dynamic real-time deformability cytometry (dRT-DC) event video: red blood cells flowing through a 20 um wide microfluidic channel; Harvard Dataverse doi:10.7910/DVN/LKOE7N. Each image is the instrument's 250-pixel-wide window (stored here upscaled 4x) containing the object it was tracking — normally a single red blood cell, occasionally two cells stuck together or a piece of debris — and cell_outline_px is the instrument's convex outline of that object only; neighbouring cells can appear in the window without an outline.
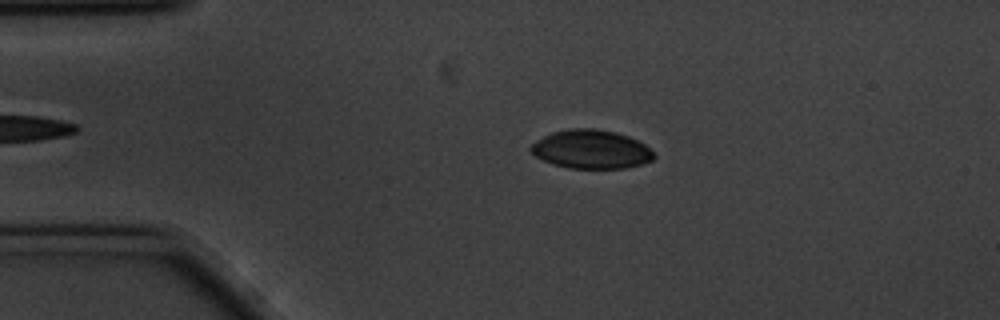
{"species": "common noctule bat (a hibernating species)", "species_latin": "Nyctalus noctula", "temperature_condition": "cold", "stored_images_in_passage": 50, "camera_frame_rate_fps": 3000, "um_per_image_px": 0.085, "animal": {"sex": "male", "body_mass_g": 20.1, "forearm_length_mm": 53.5}, "frame": {"image": 1, "passage_image": 11, "time_ms": 3.333, "image_size_px": [1000, 320], "cell_outline_px": [[656, 156], [652, 160], [640, 164], [624, 168], [568, 168], [552, 164], [536, 156], [528, 148], [536, 140], [552, 132], [568, 128], [596, 128], [616, 132], [628, 136], [644, 144]], "centroid_in_image_um": [50.22, 12.68], "position_along_channel_um": 34.8, "area_um2": 27.69}}
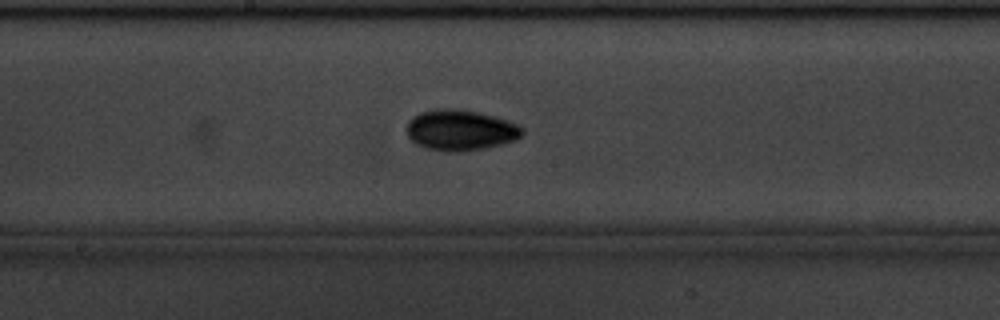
{"frame": {"image": 2, "passage_image": 29, "time_ms": 9.333, "image_size_px": [1000, 320], "cell_outline_px": [[524, 132], [516, 140], [504, 144], [484, 148], [456, 152], [448, 152], [424, 148], [416, 144], [408, 136], [408, 120], [412, 116], [420, 112], [436, 108], [456, 108], [480, 112], [496, 116], [508, 120], [524, 128]], "centroid_in_image_um": [39.15, 11.05], "position_along_channel_um": 209.1, "area_um2": 27.8}}
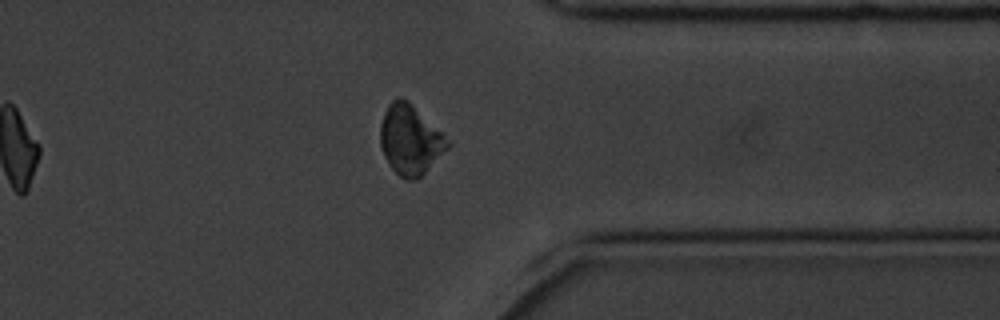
{"frame": {"image": 3, "passage_image": 44, "time_ms": 14.333, "image_size_px": [1000, 320], "cell_outline_px": [[452, 144], [416, 180], [404, 180], [392, 168], [384, 156], [380, 148], [380, 124], [384, 112], [388, 104], [392, 100], [400, 96], [408, 100], [444, 132]], "centroid_in_image_um": [34.87, 11.84], "position_along_channel_um": 376.5, "area_um2": 27.63}, "authors_computed_cell_mechanics": {"area_um2": 26.2123, "velocity_mm_per_s": 3.4708, "shape_relaxation_time_tau1_ms": 2.5777, "shape_relaxation_time_tau2_ms": null, "deformation_change_tau1": 0.1096, "deformation_change_tau2": null}}